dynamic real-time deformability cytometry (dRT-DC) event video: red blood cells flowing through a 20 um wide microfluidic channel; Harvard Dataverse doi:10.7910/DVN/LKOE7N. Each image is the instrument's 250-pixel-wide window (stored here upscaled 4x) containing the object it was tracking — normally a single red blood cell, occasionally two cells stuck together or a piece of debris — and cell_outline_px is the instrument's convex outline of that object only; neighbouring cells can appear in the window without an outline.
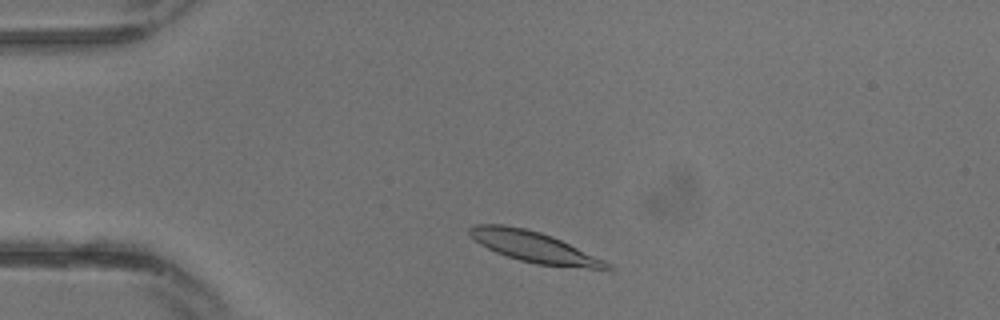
{"species": "common noctule bat (a hibernating species)", "species_latin": "Nyctalus noctula", "temperature_condition": "warm", "stored_images_in_passage": 17, "camera_frame_rate_fps": 3000, "um_per_image_px": 0.085, "animal": {"sex": "male", "body_mass_g": 13.3}, "frame": {"image": 1, "passage_image": 3, "time_ms": 0.667, "image_size_px": [1000, 320], "cell_outline_px": [[616, 268], [612, 272], [608, 272], [536, 264], [520, 260], [496, 252], [480, 244], [468, 232], [468, 228], [476, 224], [500, 224], [524, 228], [540, 232], [552, 236], [604, 260], [612, 264]], "centroid_in_image_um": [45.56, 21.05], "position_along_channel_um": 39.4, "area_um2": 25.09}}
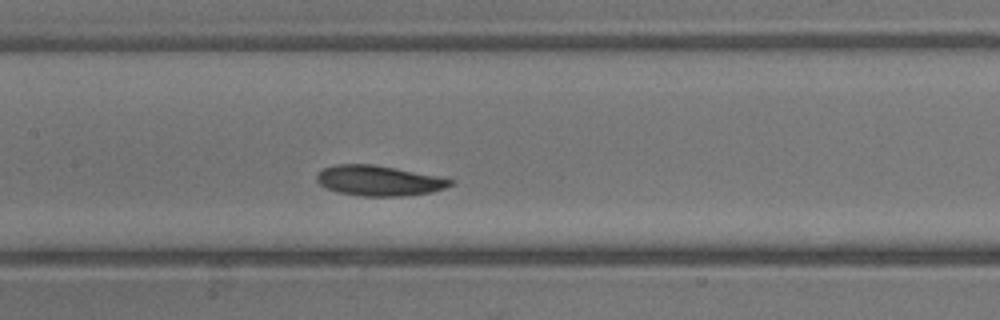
{"frame": {"image": 2, "passage_image": 11, "time_ms": 3.333, "image_size_px": [1000, 320], "cell_outline_px": [[456, 184], [432, 192], [408, 196], [360, 196], [336, 192], [320, 184], [316, 180], [316, 176], [324, 168], [336, 164], [372, 164], [396, 168], [456, 180]], "centroid_in_image_um": [32.24, 15.36], "position_along_channel_um": 175.2, "area_um2": 23.64}}
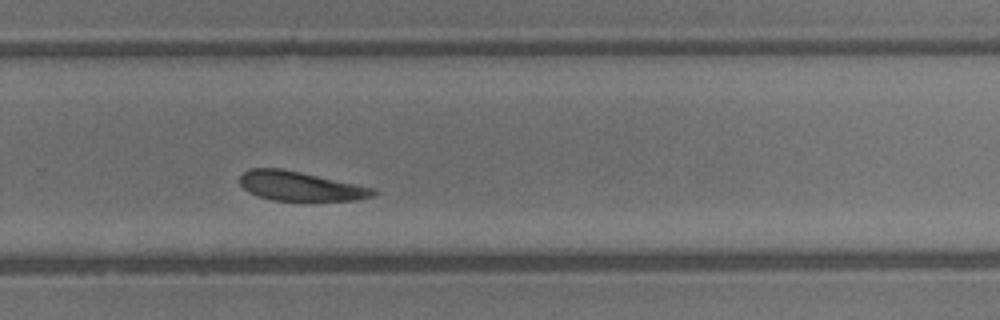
{"frame": {"image": 3, "passage_image": 17, "time_ms": 5.333, "image_size_px": [1000, 320], "cell_outline_px": [[380, 192], [376, 196], [356, 200], [272, 200], [256, 196], [248, 192], [240, 184], [240, 176], [248, 168], [280, 168], [300, 172], [376, 188]], "centroid_in_image_um": [25.55, 15.82], "position_along_channel_um": 304.2, "area_um2": 22.89}}